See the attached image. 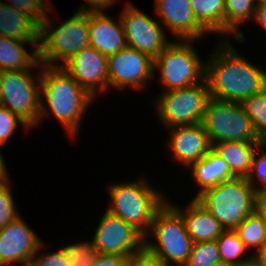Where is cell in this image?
<instances>
[{
  "instance_id": "obj_24",
  "label": "cell",
  "mask_w": 266,
  "mask_h": 266,
  "mask_svg": "<svg viewBox=\"0 0 266 266\" xmlns=\"http://www.w3.org/2000/svg\"><path fill=\"white\" fill-rule=\"evenodd\" d=\"M255 7V0H225V39L231 35L238 44L246 42L240 27L252 21Z\"/></svg>"
},
{
  "instance_id": "obj_43",
  "label": "cell",
  "mask_w": 266,
  "mask_h": 266,
  "mask_svg": "<svg viewBox=\"0 0 266 266\" xmlns=\"http://www.w3.org/2000/svg\"><path fill=\"white\" fill-rule=\"evenodd\" d=\"M209 266H231L229 264H226V263H223L222 261L220 262H217V263H214V264H211Z\"/></svg>"
},
{
  "instance_id": "obj_34",
  "label": "cell",
  "mask_w": 266,
  "mask_h": 266,
  "mask_svg": "<svg viewBox=\"0 0 266 266\" xmlns=\"http://www.w3.org/2000/svg\"><path fill=\"white\" fill-rule=\"evenodd\" d=\"M11 183L10 180L0 186V228L5 227L20 215L11 193V185H13Z\"/></svg>"
},
{
  "instance_id": "obj_40",
  "label": "cell",
  "mask_w": 266,
  "mask_h": 266,
  "mask_svg": "<svg viewBox=\"0 0 266 266\" xmlns=\"http://www.w3.org/2000/svg\"><path fill=\"white\" fill-rule=\"evenodd\" d=\"M255 212L263 219L266 225V194L257 196Z\"/></svg>"
},
{
  "instance_id": "obj_39",
  "label": "cell",
  "mask_w": 266,
  "mask_h": 266,
  "mask_svg": "<svg viewBox=\"0 0 266 266\" xmlns=\"http://www.w3.org/2000/svg\"><path fill=\"white\" fill-rule=\"evenodd\" d=\"M252 21L266 34V3L256 4Z\"/></svg>"
},
{
  "instance_id": "obj_12",
  "label": "cell",
  "mask_w": 266,
  "mask_h": 266,
  "mask_svg": "<svg viewBox=\"0 0 266 266\" xmlns=\"http://www.w3.org/2000/svg\"><path fill=\"white\" fill-rule=\"evenodd\" d=\"M154 60L135 48L126 46L108 56V91L147 90V85L154 79Z\"/></svg>"
},
{
  "instance_id": "obj_13",
  "label": "cell",
  "mask_w": 266,
  "mask_h": 266,
  "mask_svg": "<svg viewBox=\"0 0 266 266\" xmlns=\"http://www.w3.org/2000/svg\"><path fill=\"white\" fill-rule=\"evenodd\" d=\"M92 236L98 253L130 256L144 249V235L132 224L103 211Z\"/></svg>"
},
{
  "instance_id": "obj_19",
  "label": "cell",
  "mask_w": 266,
  "mask_h": 266,
  "mask_svg": "<svg viewBox=\"0 0 266 266\" xmlns=\"http://www.w3.org/2000/svg\"><path fill=\"white\" fill-rule=\"evenodd\" d=\"M167 202L181 215L192 242L215 241L225 231L221 223L195 198L182 207L167 198Z\"/></svg>"
},
{
  "instance_id": "obj_21",
  "label": "cell",
  "mask_w": 266,
  "mask_h": 266,
  "mask_svg": "<svg viewBox=\"0 0 266 266\" xmlns=\"http://www.w3.org/2000/svg\"><path fill=\"white\" fill-rule=\"evenodd\" d=\"M40 26L28 15L0 0V36L20 41H39Z\"/></svg>"
},
{
  "instance_id": "obj_35",
  "label": "cell",
  "mask_w": 266,
  "mask_h": 266,
  "mask_svg": "<svg viewBox=\"0 0 266 266\" xmlns=\"http://www.w3.org/2000/svg\"><path fill=\"white\" fill-rule=\"evenodd\" d=\"M46 246L43 240L35 255L30 259V266H70L66 254L61 247L57 251L46 253Z\"/></svg>"
},
{
  "instance_id": "obj_15",
  "label": "cell",
  "mask_w": 266,
  "mask_h": 266,
  "mask_svg": "<svg viewBox=\"0 0 266 266\" xmlns=\"http://www.w3.org/2000/svg\"><path fill=\"white\" fill-rule=\"evenodd\" d=\"M43 239L19 215L0 228V266L27 265Z\"/></svg>"
},
{
  "instance_id": "obj_10",
  "label": "cell",
  "mask_w": 266,
  "mask_h": 266,
  "mask_svg": "<svg viewBox=\"0 0 266 266\" xmlns=\"http://www.w3.org/2000/svg\"><path fill=\"white\" fill-rule=\"evenodd\" d=\"M211 99L206 79L194 86L162 91L153 107L164 128L201 123L208 101Z\"/></svg>"
},
{
  "instance_id": "obj_37",
  "label": "cell",
  "mask_w": 266,
  "mask_h": 266,
  "mask_svg": "<svg viewBox=\"0 0 266 266\" xmlns=\"http://www.w3.org/2000/svg\"><path fill=\"white\" fill-rule=\"evenodd\" d=\"M126 256L98 253L90 266H125Z\"/></svg>"
},
{
  "instance_id": "obj_42",
  "label": "cell",
  "mask_w": 266,
  "mask_h": 266,
  "mask_svg": "<svg viewBox=\"0 0 266 266\" xmlns=\"http://www.w3.org/2000/svg\"><path fill=\"white\" fill-rule=\"evenodd\" d=\"M2 147H0L1 149ZM2 151L0 150V186L4 185L5 183H7L8 181L12 180L11 176H9V172L6 168V162L4 160V156H2Z\"/></svg>"
},
{
  "instance_id": "obj_16",
  "label": "cell",
  "mask_w": 266,
  "mask_h": 266,
  "mask_svg": "<svg viewBox=\"0 0 266 266\" xmlns=\"http://www.w3.org/2000/svg\"><path fill=\"white\" fill-rule=\"evenodd\" d=\"M154 17L176 40H197L211 35L197 20L190 0H154ZM209 34V35H208Z\"/></svg>"
},
{
  "instance_id": "obj_30",
  "label": "cell",
  "mask_w": 266,
  "mask_h": 266,
  "mask_svg": "<svg viewBox=\"0 0 266 266\" xmlns=\"http://www.w3.org/2000/svg\"><path fill=\"white\" fill-rule=\"evenodd\" d=\"M246 180L254 187L257 196L266 194V141L255 151Z\"/></svg>"
},
{
  "instance_id": "obj_25",
  "label": "cell",
  "mask_w": 266,
  "mask_h": 266,
  "mask_svg": "<svg viewBox=\"0 0 266 266\" xmlns=\"http://www.w3.org/2000/svg\"><path fill=\"white\" fill-rule=\"evenodd\" d=\"M196 20L218 40L225 39V0H190Z\"/></svg>"
},
{
  "instance_id": "obj_28",
  "label": "cell",
  "mask_w": 266,
  "mask_h": 266,
  "mask_svg": "<svg viewBox=\"0 0 266 266\" xmlns=\"http://www.w3.org/2000/svg\"><path fill=\"white\" fill-rule=\"evenodd\" d=\"M242 105L255 131L263 141H266V88L246 98Z\"/></svg>"
},
{
  "instance_id": "obj_23",
  "label": "cell",
  "mask_w": 266,
  "mask_h": 266,
  "mask_svg": "<svg viewBox=\"0 0 266 266\" xmlns=\"http://www.w3.org/2000/svg\"><path fill=\"white\" fill-rule=\"evenodd\" d=\"M262 143L225 141L212 144V149L229 166L236 177H247L255 151Z\"/></svg>"
},
{
  "instance_id": "obj_17",
  "label": "cell",
  "mask_w": 266,
  "mask_h": 266,
  "mask_svg": "<svg viewBox=\"0 0 266 266\" xmlns=\"http://www.w3.org/2000/svg\"><path fill=\"white\" fill-rule=\"evenodd\" d=\"M169 137L167 146L171 154V161L183 165L186 170L194 163L203 158L211 149L212 145L202 123L194 125L176 126L166 128Z\"/></svg>"
},
{
  "instance_id": "obj_1",
  "label": "cell",
  "mask_w": 266,
  "mask_h": 266,
  "mask_svg": "<svg viewBox=\"0 0 266 266\" xmlns=\"http://www.w3.org/2000/svg\"><path fill=\"white\" fill-rule=\"evenodd\" d=\"M217 42L212 54L205 60V79L210 97L242 103L263 91L266 88V69L245 58L232 45V40L220 39Z\"/></svg>"
},
{
  "instance_id": "obj_38",
  "label": "cell",
  "mask_w": 266,
  "mask_h": 266,
  "mask_svg": "<svg viewBox=\"0 0 266 266\" xmlns=\"http://www.w3.org/2000/svg\"><path fill=\"white\" fill-rule=\"evenodd\" d=\"M83 3L77 10H107L118 4L120 0H82ZM87 4V5H85Z\"/></svg>"
},
{
  "instance_id": "obj_41",
  "label": "cell",
  "mask_w": 266,
  "mask_h": 266,
  "mask_svg": "<svg viewBox=\"0 0 266 266\" xmlns=\"http://www.w3.org/2000/svg\"><path fill=\"white\" fill-rule=\"evenodd\" d=\"M253 262L257 266H266V242L253 255Z\"/></svg>"
},
{
  "instance_id": "obj_2",
  "label": "cell",
  "mask_w": 266,
  "mask_h": 266,
  "mask_svg": "<svg viewBox=\"0 0 266 266\" xmlns=\"http://www.w3.org/2000/svg\"><path fill=\"white\" fill-rule=\"evenodd\" d=\"M40 97L38 128L43 124L42 120L48 119L50 115L61 124L67 137H71L73 141L79 139L77 135L81 132V123H84V116L95 98L61 66L43 64Z\"/></svg>"
},
{
  "instance_id": "obj_44",
  "label": "cell",
  "mask_w": 266,
  "mask_h": 266,
  "mask_svg": "<svg viewBox=\"0 0 266 266\" xmlns=\"http://www.w3.org/2000/svg\"><path fill=\"white\" fill-rule=\"evenodd\" d=\"M256 4L266 3V0H255Z\"/></svg>"
},
{
  "instance_id": "obj_18",
  "label": "cell",
  "mask_w": 266,
  "mask_h": 266,
  "mask_svg": "<svg viewBox=\"0 0 266 266\" xmlns=\"http://www.w3.org/2000/svg\"><path fill=\"white\" fill-rule=\"evenodd\" d=\"M106 13L107 10H88V28L89 46L108 57L122 50L127 43L120 16L115 18Z\"/></svg>"
},
{
  "instance_id": "obj_3",
  "label": "cell",
  "mask_w": 266,
  "mask_h": 266,
  "mask_svg": "<svg viewBox=\"0 0 266 266\" xmlns=\"http://www.w3.org/2000/svg\"><path fill=\"white\" fill-rule=\"evenodd\" d=\"M140 177L131 180L132 182L110 183L107 187L110 200L105 209L145 235L150 230L155 213L168 197L159 188L155 189L146 176Z\"/></svg>"
},
{
  "instance_id": "obj_6",
  "label": "cell",
  "mask_w": 266,
  "mask_h": 266,
  "mask_svg": "<svg viewBox=\"0 0 266 266\" xmlns=\"http://www.w3.org/2000/svg\"><path fill=\"white\" fill-rule=\"evenodd\" d=\"M257 194L245 177H234L210 187L195 199L205 207L225 230H234L255 212Z\"/></svg>"
},
{
  "instance_id": "obj_5",
  "label": "cell",
  "mask_w": 266,
  "mask_h": 266,
  "mask_svg": "<svg viewBox=\"0 0 266 266\" xmlns=\"http://www.w3.org/2000/svg\"><path fill=\"white\" fill-rule=\"evenodd\" d=\"M192 244L181 215L166 201L144 235V249L168 266H185Z\"/></svg>"
},
{
  "instance_id": "obj_20",
  "label": "cell",
  "mask_w": 266,
  "mask_h": 266,
  "mask_svg": "<svg viewBox=\"0 0 266 266\" xmlns=\"http://www.w3.org/2000/svg\"><path fill=\"white\" fill-rule=\"evenodd\" d=\"M187 170L197 184V193L193 196L196 198L204 190L215 187L223 181L236 177L231 171L228 164L211 149L203 158L194 162Z\"/></svg>"
},
{
  "instance_id": "obj_7",
  "label": "cell",
  "mask_w": 266,
  "mask_h": 266,
  "mask_svg": "<svg viewBox=\"0 0 266 266\" xmlns=\"http://www.w3.org/2000/svg\"><path fill=\"white\" fill-rule=\"evenodd\" d=\"M195 42L197 40H171L154 59L153 72L155 75L159 72L157 83L163 91L191 87L205 80L206 61L194 47Z\"/></svg>"
},
{
  "instance_id": "obj_26",
  "label": "cell",
  "mask_w": 266,
  "mask_h": 266,
  "mask_svg": "<svg viewBox=\"0 0 266 266\" xmlns=\"http://www.w3.org/2000/svg\"><path fill=\"white\" fill-rule=\"evenodd\" d=\"M216 241L223 263L244 266L253 262V254L244 246L234 230H225Z\"/></svg>"
},
{
  "instance_id": "obj_11",
  "label": "cell",
  "mask_w": 266,
  "mask_h": 266,
  "mask_svg": "<svg viewBox=\"0 0 266 266\" xmlns=\"http://www.w3.org/2000/svg\"><path fill=\"white\" fill-rule=\"evenodd\" d=\"M120 18L124 27L127 46L150 56L153 60L171 43L170 38L157 19L126 2Z\"/></svg>"
},
{
  "instance_id": "obj_32",
  "label": "cell",
  "mask_w": 266,
  "mask_h": 266,
  "mask_svg": "<svg viewBox=\"0 0 266 266\" xmlns=\"http://www.w3.org/2000/svg\"><path fill=\"white\" fill-rule=\"evenodd\" d=\"M7 4L15 8L21 13H25L30 16L39 26L46 18V16L52 13L54 9V3L51 0H6Z\"/></svg>"
},
{
  "instance_id": "obj_14",
  "label": "cell",
  "mask_w": 266,
  "mask_h": 266,
  "mask_svg": "<svg viewBox=\"0 0 266 266\" xmlns=\"http://www.w3.org/2000/svg\"><path fill=\"white\" fill-rule=\"evenodd\" d=\"M61 67L95 100L108 94V57L94 47L82 48Z\"/></svg>"
},
{
  "instance_id": "obj_9",
  "label": "cell",
  "mask_w": 266,
  "mask_h": 266,
  "mask_svg": "<svg viewBox=\"0 0 266 266\" xmlns=\"http://www.w3.org/2000/svg\"><path fill=\"white\" fill-rule=\"evenodd\" d=\"M201 123L211 145L225 141L264 142L255 131L250 117L240 102L211 98Z\"/></svg>"
},
{
  "instance_id": "obj_33",
  "label": "cell",
  "mask_w": 266,
  "mask_h": 266,
  "mask_svg": "<svg viewBox=\"0 0 266 266\" xmlns=\"http://www.w3.org/2000/svg\"><path fill=\"white\" fill-rule=\"evenodd\" d=\"M23 126L24 131H31L27 124L6 107L0 105V147H4L15 135L18 127Z\"/></svg>"
},
{
  "instance_id": "obj_4",
  "label": "cell",
  "mask_w": 266,
  "mask_h": 266,
  "mask_svg": "<svg viewBox=\"0 0 266 266\" xmlns=\"http://www.w3.org/2000/svg\"><path fill=\"white\" fill-rule=\"evenodd\" d=\"M50 15L40 24L39 62L46 66H62L76 52L89 46L88 11L77 10L58 26Z\"/></svg>"
},
{
  "instance_id": "obj_45",
  "label": "cell",
  "mask_w": 266,
  "mask_h": 266,
  "mask_svg": "<svg viewBox=\"0 0 266 266\" xmlns=\"http://www.w3.org/2000/svg\"><path fill=\"white\" fill-rule=\"evenodd\" d=\"M244 266H257V265L254 262H252V263L244 265Z\"/></svg>"
},
{
  "instance_id": "obj_29",
  "label": "cell",
  "mask_w": 266,
  "mask_h": 266,
  "mask_svg": "<svg viewBox=\"0 0 266 266\" xmlns=\"http://www.w3.org/2000/svg\"><path fill=\"white\" fill-rule=\"evenodd\" d=\"M66 254L70 266H90L96 258L98 251L90 239L66 244L61 247Z\"/></svg>"
},
{
  "instance_id": "obj_8",
  "label": "cell",
  "mask_w": 266,
  "mask_h": 266,
  "mask_svg": "<svg viewBox=\"0 0 266 266\" xmlns=\"http://www.w3.org/2000/svg\"><path fill=\"white\" fill-rule=\"evenodd\" d=\"M34 69H38L37 72ZM41 72L40 62L31 70L0 71V105L17 115L32 130L37 128L40 117Z\"/></svg>"
},
{
  "instance_id": "obj_22",
  "label": "cell",
  "mask_w": 266,
  "mask_h": 266,
  "mask_svg": "<svg viewBox=\"0 0 266 266\" xmlns=\"http://www.w3.org/2000/svg\"><path fill=\"white\" fill-rule=\"evenodd\" d=\"M28 44L34 47L32 52L27 50ZM38 46L39 41H20L0 36V71L31 70L39 62Z\"/></svg>"
},
{
  "instance_id": "obj_27",
  "label": "cell",
  "mask_w": 266,
  "mask_h": 266,
  "mask_svg": "<svg viewBox=\"0 0 266 266\" xmlns=\"http://www.w3.org/2000/svg\"><path fill=\"white\" fill-rule=\"evenodd\" d=\"M234 231L253 255L266 242V225L256 212L248 215Z\"/></svg>"
},
{
  "instance_id": "obj_36",
  "label": "cell",
  "mask_w": 266,
  "mask_h": 266,
  "mask_svg": "<svg viewBox=\"0 0 266 266\" xmlns=\"http://www.w3.org/2000/svg\"><path fill=\"white\" fill-rule=\"evenodd\" d=\"M125 266H168L145 249L127 257Z\"/></svg>"
},
{
  "instance_id": "obj_31",
  "label": "cell",
  "mask_w": 266,
  "mask_h": 266,
  "mask_svg": "<svg viewBox=\"0 0 266 266\" xmlns=\"http://www.w3.org/2000/svg\"><path fill=\"white\" fill-rule=\"evenodd\" d=\"M217 241L194 242L185 266H209L220 262Z\"/></svg>"
}]
</instances>
